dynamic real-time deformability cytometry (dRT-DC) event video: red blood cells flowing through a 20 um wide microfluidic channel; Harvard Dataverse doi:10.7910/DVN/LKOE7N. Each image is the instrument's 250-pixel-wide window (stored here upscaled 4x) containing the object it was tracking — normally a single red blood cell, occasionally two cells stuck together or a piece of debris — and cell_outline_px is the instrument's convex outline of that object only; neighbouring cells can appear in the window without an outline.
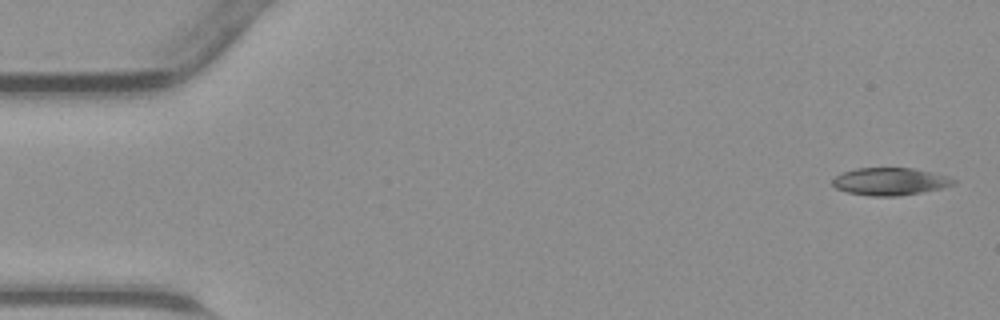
{"species": "common noctule bat (a hibernating species)", "species_latin": "Nyctalus noctula", "temperature_condition": "warm", "stored_images_in_passage": 44, "camera_frame_rate_fps": 3000, "um_per_image_px": 0.085, "animal": {"sex": "male", "body_mass_g": 23.1, "forearm_length_mm": 52.7}, "frame": {"image": 1, "passage_image": 1, "time_ms": 0.0, "image_size_px": [1000, 320], "cell_outline_px": [[960, 180], [956, 184], [944, 188], [900, 196], [872, 196], [848, 192], [836, 188], [832, 184], [832, 180], [836, 176], [844, 172], [856, 168], [912, 168], [948, 176]], "centroid_in_image_um": [75.72, 15.43], "position_along_channel_um": 9.3, "area_um2": 19.48}}
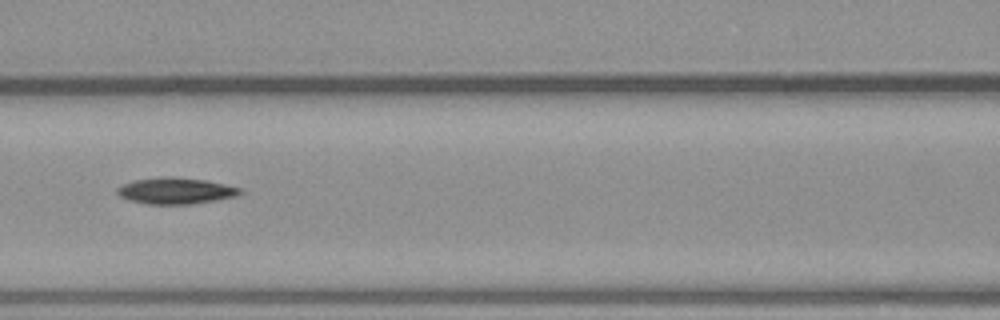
{"frame": {"image": 2, "passage_image": 19, "time_ms": 6.0, "image_size_px": [1000, 320], "cell_outline_px": [[244, 192], [236, 196], [216, 200], [192, 204], [148, 204], [128, 200], [120, 196], [116, 192], [116, 188], [120, 184], [132, 180], [160, 176], [172, 176], [208, 180], [240, 188]], "centroid_in_image_um": [14.89, 16.2], "position_along_channel_um": 151.7, "area_um2": 19.19}}
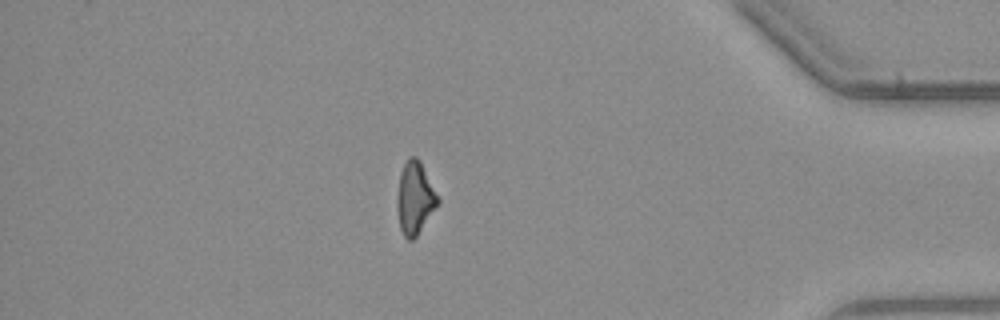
{"frame": {"image": 3, "passage_image": 38, "time_ms": 12.333, "image_size_px": [1000, 320], "cell_outline_px": [[440, 200], [416, 236], [412, 240], [408, 240], [404, 236], [400, 228], [396, 208], [396, 200], [400, 172], [408, 156], [416, 156], [420, 160]], "centroid_in_image_um": [35.23, 16.8], "position_along_channel_um": 400.0, "area_um2": 17.05}}